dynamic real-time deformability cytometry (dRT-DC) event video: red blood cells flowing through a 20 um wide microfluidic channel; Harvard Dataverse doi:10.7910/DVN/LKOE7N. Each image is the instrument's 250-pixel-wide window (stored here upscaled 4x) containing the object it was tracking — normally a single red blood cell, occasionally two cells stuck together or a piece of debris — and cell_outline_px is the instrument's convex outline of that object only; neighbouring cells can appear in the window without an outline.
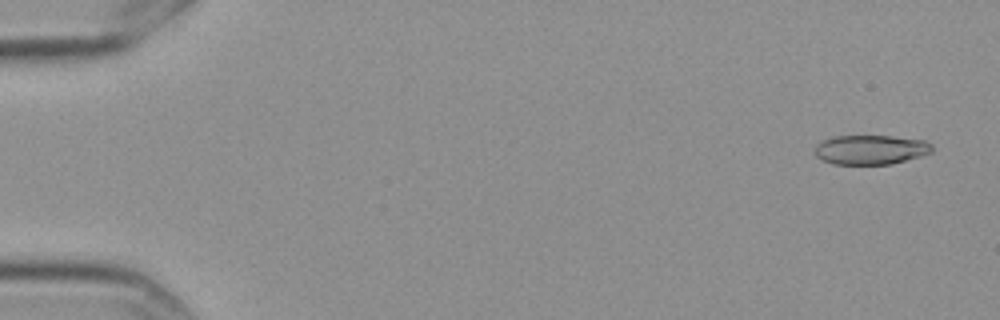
{"species": "Egyptian fruit bat (a non-hibernating species)", "species_latin": "Rousettus aegyptiacus", "temperature_condition": "cold", "stored_images_in_passage": 7, "camera_frame_rate_fps": 3000, "um_per_image_px": 0.085, "frame": {"image": 1, "passage_image": 1, "time_ms": 0.0, "image_size_px": [1000, 320], "cell_outline_px": [[932, 152], [920, 156], [892, 164], [832, 164], [816, 156], [812, 152], [816, 144], [832, 136], [892, 136], [924, 140], [932, 144]], "centroid_in_image_um": [73.98, 12.72], "position_along_channel_um": 11.0, "area_um2": 20.23}}
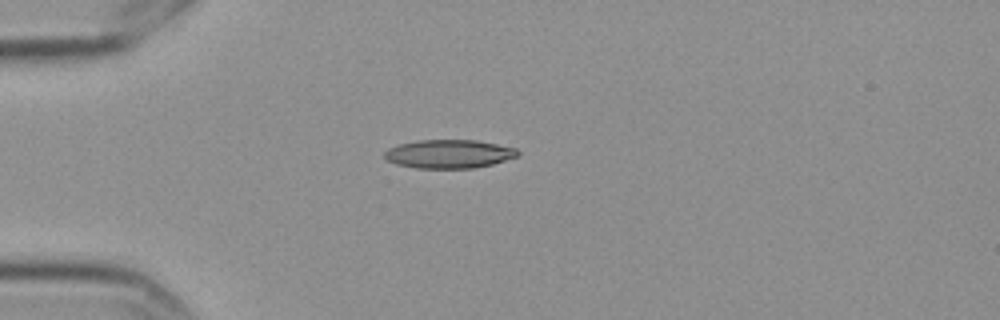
{"frame": {"image": 2, "passage_image": 5, "time_ms": 1.333, "image_size_px": [1000, 320], "cell_outline_px": [[520, 152], [516, 156], [492, 164], [472, 168], [416, 168], [396, 164], [388, 160], [384, 156], [384, 152], [388, 148], [400, 144], [420, 140], [476, 140], [516, 148]], "centroid_in_image_um": [38.14, 13.08], "position_along_channel_um": 46.9, "area_um2": 21.96}}
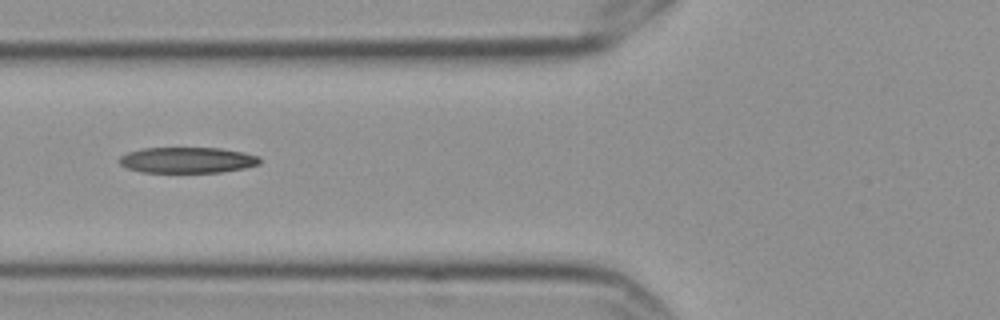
{"frame": {"image": 3, "passage_image": 7, "time_ms": 2.0, "image_size_px": [1000, 320], "cell_outline_px": [[260, 164], [244, 168], [220, 172], [140, 172], [128, 168], [120, 164], [120, 156], [128, 152], [144, 148], [220, 148], [244, 152], [260, 156]], "centroid_in_image_um": [15.95, 13.6], "position_along_channel_um": 109.9, "area_um2": 21.1}}